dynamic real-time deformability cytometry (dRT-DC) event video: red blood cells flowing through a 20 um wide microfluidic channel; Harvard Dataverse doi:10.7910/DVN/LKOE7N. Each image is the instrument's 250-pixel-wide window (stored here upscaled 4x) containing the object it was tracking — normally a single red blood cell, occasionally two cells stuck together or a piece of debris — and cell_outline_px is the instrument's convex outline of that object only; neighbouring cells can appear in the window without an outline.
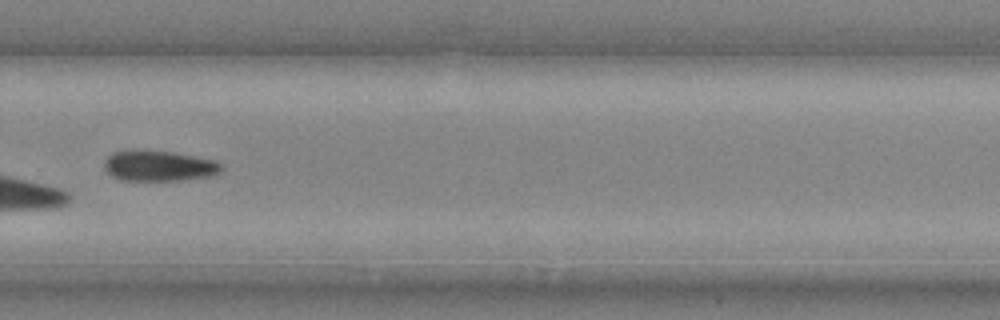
{"species": "common noctule bat (a hibernating species)", "species_latin": "Nyctalus noctula", "temperature_condition": "cold", "stored_images_in_passage": 25, "camera_frame_rate_fps": 3000, "um_per_image_px": 0.085, "animal": {"sex": "male", "body_mass_g": 20.4}, "frame": {"image": 1, "passage_image": 18, "time_ms": 5.667, "image_size_px": [1000, 320], "cell_outline_px": [[224, 168], [220, 172], [208, 176], [180, 180], [120, 180], [112, 176], [104, 168], [104, 160], [112, 152], [128, 148], [136, 148], [172, 152], [216, 160]], "centroid_in_image_um": [13.44, 14.06], "position_along_channel_um": 316.4, "area_um2": 21.27}}